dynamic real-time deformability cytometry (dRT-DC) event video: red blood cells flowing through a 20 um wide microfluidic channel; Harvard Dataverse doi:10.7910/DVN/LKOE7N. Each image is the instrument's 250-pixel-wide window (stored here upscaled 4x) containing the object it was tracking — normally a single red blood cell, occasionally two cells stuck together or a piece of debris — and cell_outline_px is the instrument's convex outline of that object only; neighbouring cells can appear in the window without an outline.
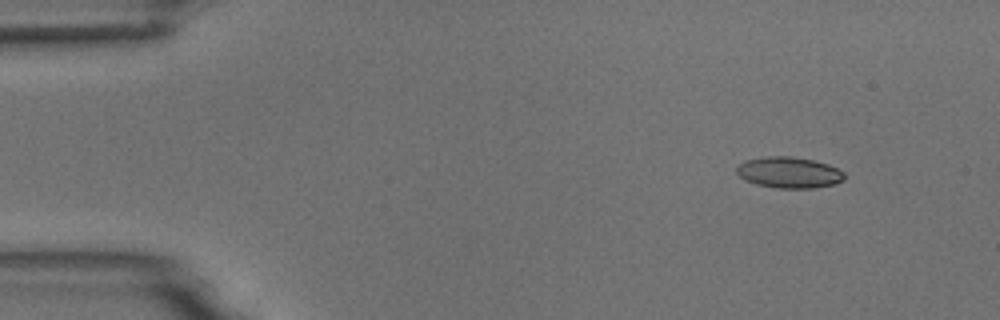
{"species": "common noctule bat (a hibernating species)", "species_latin": "Nyctalus noctula", "temperature_condition": "room temperature", "stored_images_in_passage": 5, "camera_frame_rate_fps": 3000, "um_per_image_px": 0.085, "animal": {"sex": "male", "body_mass_g": 18.8}, "frame": {"image": 1, "passage_image": 2, "time_ms": 1.333, "image_size_px": [1000, 320], "cell_outline_px": [[844, 180], [836, 184], [812, 188], [776, 188], [756, 184], [744, 180], [736, 172], [736, 168], [744, 160], [768, 156], [788, 156], [812, 160], [828, 164], [844, 172]], "centroid_in_image_um": [67.06, 14.67], "position_along_channel_um": 17.9, "area_um2": 19.54}}